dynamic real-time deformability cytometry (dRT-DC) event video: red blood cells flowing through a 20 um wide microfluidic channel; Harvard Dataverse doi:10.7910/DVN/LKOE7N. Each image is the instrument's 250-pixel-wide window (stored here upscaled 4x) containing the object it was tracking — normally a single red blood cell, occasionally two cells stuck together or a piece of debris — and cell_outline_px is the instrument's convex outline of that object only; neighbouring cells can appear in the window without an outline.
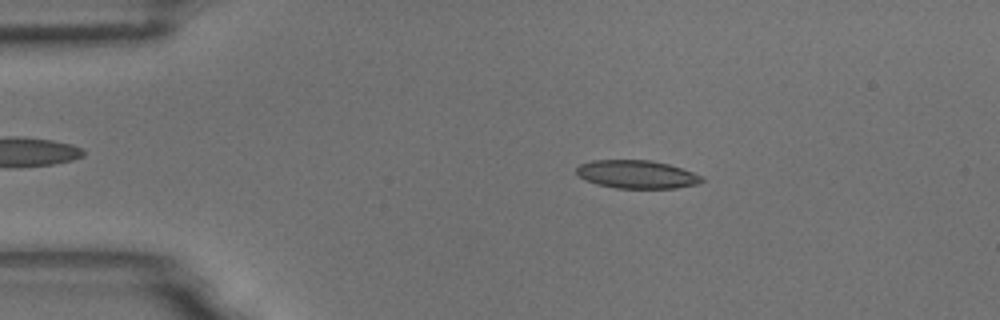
{"species": "common noctule bat (a hibernating species)", "species_latin": "Nyctalus noctula", "temperature_condition": "room temperature", "stored_images_in_passage": 5, "camera_frame_rate_fps": 3000, "um_per_image_px": 0.085, "animal": {"sex": "male", "body_mass_g": 18.8}, "frame": {"image": 1, "passage_image": 3, "time_ms": 0.667, "image_size_px": [1000, 320], "cell_outline_px": [[704, 180], [696, 184], [676, 188], [616, 188], [596, 184], [584, 180], [576, 172], [576, 168], [580, 164], [592, 160], [652, 160], [668, 164], [704, 176]], "centroid_in_image_um": [54.11, 14.82], "position_along_channel_um": 30.9, "area_um2": 20.58}}
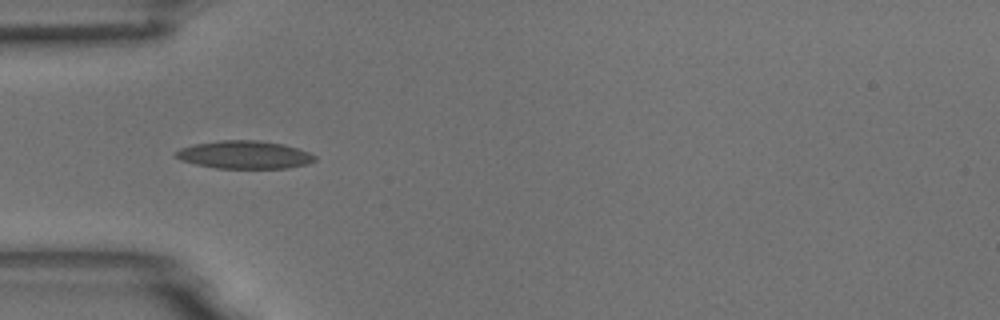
{"frame": {"image": 2, "passage_image": 5, "time_ms": 1.333, "image_size_px": [1000, 320], "cell_outline_px": [[316, 160], [308, 164], [288, 168], [216, 168], [196, 164], [180, 160], [172, 156], [180, 148], [192, 144], [220, 140], [256, 140], [280, 144], [296, 148], [308, 152], [316, 156]], "centroid_in_image_um": [20.74, 13.16], "position_along_channel_um": 64.3, "area_um2": 22.6}}